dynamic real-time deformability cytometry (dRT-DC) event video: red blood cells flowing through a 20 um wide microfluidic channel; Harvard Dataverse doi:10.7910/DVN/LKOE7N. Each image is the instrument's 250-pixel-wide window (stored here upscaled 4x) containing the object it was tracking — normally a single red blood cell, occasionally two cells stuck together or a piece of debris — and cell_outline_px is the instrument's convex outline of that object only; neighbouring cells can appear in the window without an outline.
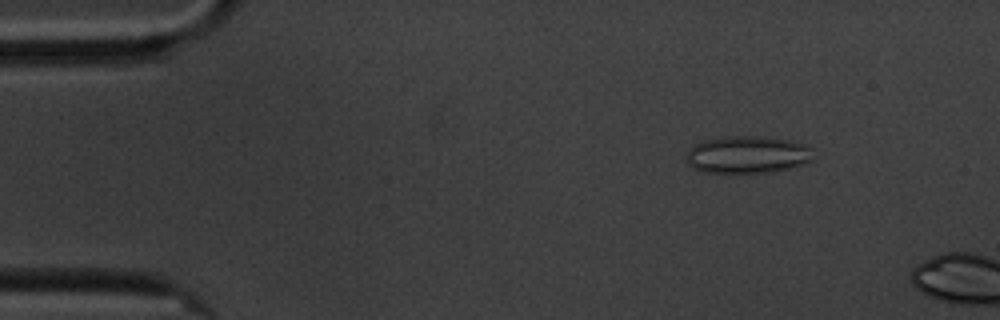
{"species": "common noctule bat (a hibernating species)", "species_latin": "Nyctalus noctula", "temperature_condition": "cold", "stored_images_in_passage": 10, "camera_frame_rate_fps": 3000, "um_per_image_px": 0.085, "animal": {"sex": "male", "body_mass_g": 20.1, "forearm_length_mm": 53.5}, "frame": {"image": 1, "passage_image": 7, "time_ms": 2.0, "image_size_px": [1000, 320], "cell_outline_px": [[812, 160], [804, 164], [776, 172], [704, 172], [692, 168], [688, 164], [688, 148], [704, 140], [724, 136], [752, 136], [788, 140], [804, 144], [812, 148]], "centroid_in_image_um": [63.54, 13.15], "position_along_channel_um": 21.5, "area_um2": 27.51}}